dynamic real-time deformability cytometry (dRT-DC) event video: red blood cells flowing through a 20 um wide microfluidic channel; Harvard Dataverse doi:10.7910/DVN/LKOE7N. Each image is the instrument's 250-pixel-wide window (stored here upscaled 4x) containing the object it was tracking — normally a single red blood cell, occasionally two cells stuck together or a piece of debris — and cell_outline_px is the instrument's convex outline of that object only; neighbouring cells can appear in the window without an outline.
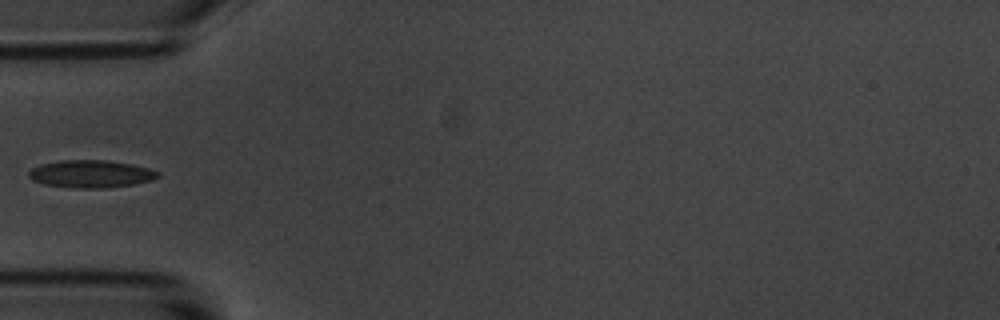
{"species": "common noctule bat (a hibernating species)", "species_latin": "Nyctalus noctula", "temperature_condition": "room temperature", "stored_images_in_passage": 11, "camera_frame_rate_fps": 3000, "um_per_image_px": 0.085, "animal": {"sex": "male", "body_mass_g": 20.1, "forearm_length_mm": 53.5}, "frame": {"image": 1, "passage_image": 5, "time_ms": 5.333, "image_size_px": [1000, 320], "cell_outline_px": [[160, 176], [152, 180], [132, 184], [104, 188], [72, 188], [44, 184], [32, 180], [28, 176], [28, 172], [32, 168], [40, 164], [60, 160], [108, 160], [132, 164], [148, 168], [160, 172]], "centroid_in_image_um": [7.71, 14.78], "position_along_channel_um": 77.3, "area_um2": 20.81}}
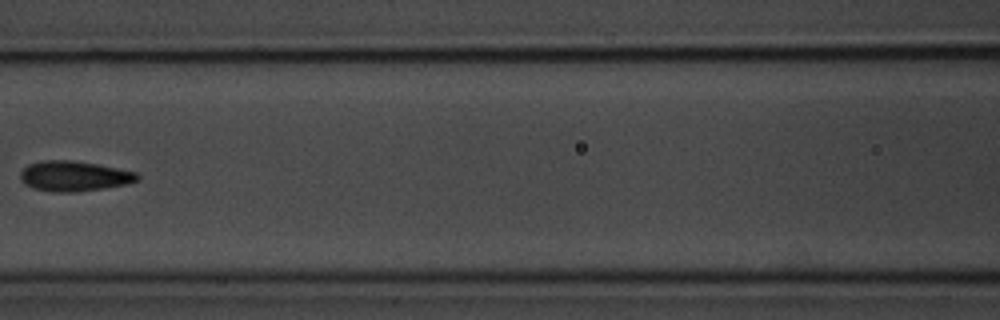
{"frame": {"image": 2, "passage_image": 7, "time_ms": 7.667, "image_size_px": [1000, 320], "cell_outline_px": [[140, 180], [128, 184], [104, 188], [76, 192], [52, 192], [32, 188], [24, 184], [20, 180], [20, 172], [28, 164], [44, 160], [72, 160], [96, 164], [136, 172], [140, 176]], "centroid_in_image_um": [6.29, 14.98], "position_along_channel_um": 160.3, "area_um2": 20.75}}
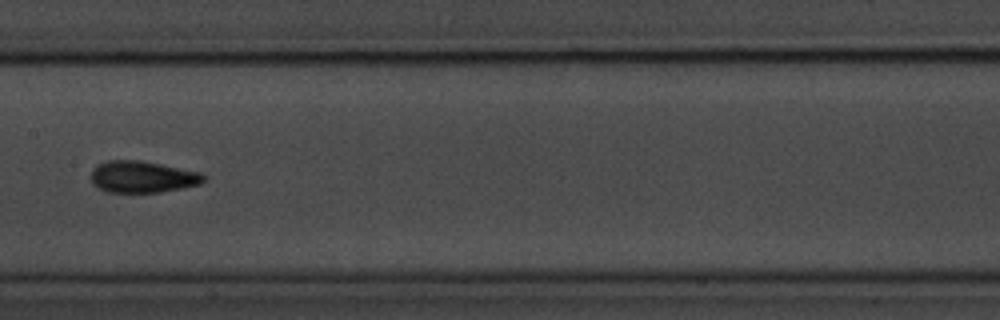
{"frame": {"image": 3, "passage_image": 8, "time_ms": 8.667, "image_size_px": [1000, 320], "cell_outline_px": [[204, 180], [200, 184], [184, 188], [160, 192], [108, 192], [92, 184], [92, 168], [96, 164], [108, 160], [140, 160], [200, 172], [204, 176]], "centroid_in_image_um": [12.09, 15.03], "position_along_channel_um": 195.3, "area_um2": 20.75}}